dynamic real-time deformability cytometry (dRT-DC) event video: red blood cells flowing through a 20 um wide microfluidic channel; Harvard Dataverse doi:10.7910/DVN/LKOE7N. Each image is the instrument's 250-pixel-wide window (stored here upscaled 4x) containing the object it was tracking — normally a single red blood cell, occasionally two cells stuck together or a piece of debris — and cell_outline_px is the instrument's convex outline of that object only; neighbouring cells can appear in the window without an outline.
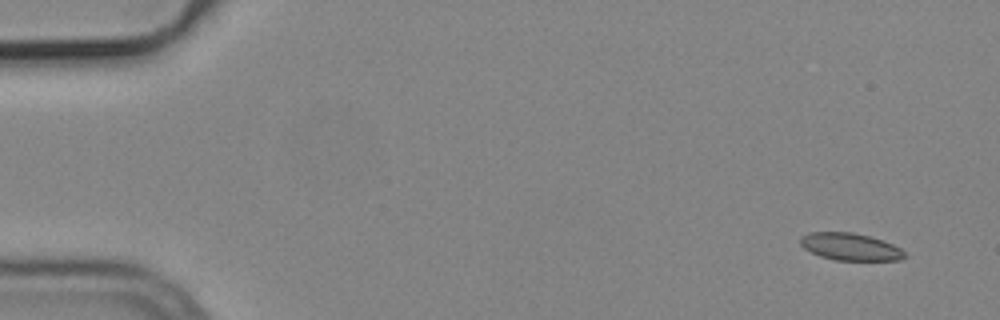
{"species": "common noctule bat (a hibernating species)", "species_latin": "Nyctalus noctula", "temperature_condition": "cold", "stored_images_in_passage": 12, "camera_frame_rate_fps": 3000, "um_per_image_px": 0.085, "animal": {"sex": "male", "body_mass_g": 19.2, "forearm_length_mm": 51.8}, "frame": {"image": 1, "passage_image": 1, "time_ms": 0.0, "image_size_px": [1000, 320], "cell_outline_px": [[908, 256], [900, 260], [836, 260], [820, 256], [804, 248], [800, 244], [800, 236], [808, 232], [852, 232], [872, 236], [884, 240], [900, 248]], "centroid_in_image_um": [72.28, 20.96], "position_along_channel_um": 12.7, "area_um2": 16.7}}